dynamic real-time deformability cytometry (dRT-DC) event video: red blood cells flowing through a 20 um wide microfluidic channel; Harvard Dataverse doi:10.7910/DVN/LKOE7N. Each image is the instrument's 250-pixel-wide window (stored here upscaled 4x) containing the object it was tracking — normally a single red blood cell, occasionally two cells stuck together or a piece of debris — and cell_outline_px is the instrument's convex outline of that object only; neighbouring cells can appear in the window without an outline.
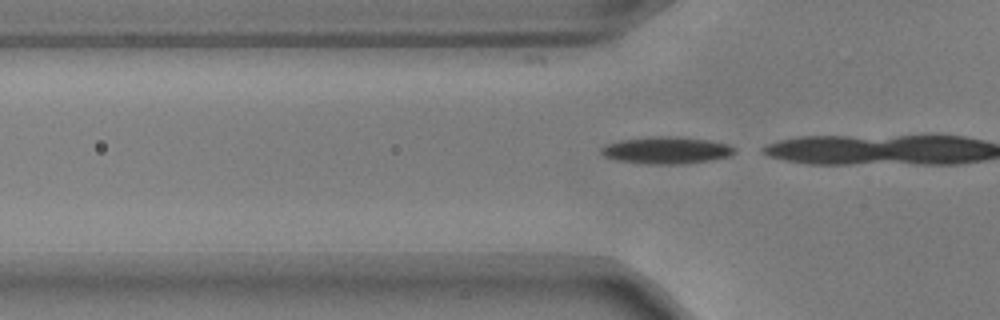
{"species": "common noctule bat (a hibernating species)", "species_latin": "Nyctalus noctula", "temperature_condition": "warm", "stored_images_in_passage": 15, "camera_frame_rate_fps": 3000, "um_per_image_px": 0.085, "animal": {"sex": "male", "body_mass_g": 17.9, "forearm_length_mm": 54.2}, "frame": {"image": 1, "passage_image": 15, "time_ms": 4.667, "image_size_px": [1000, 320], "cell_outline_px": [[736, 152], [732, 156], [712, 160], [684, 164], [648, 164], [616, 160], [604, 156], [600, 152], [600, 148], [608, 144], [620, 140], [652, 136], [680, 136], [708, 140], [728, 144], [736, 148]], "centroid_in_image_um": [56.69, 12.77], "position_along_channel_um": 69.1, "area_um2": 21.27}}